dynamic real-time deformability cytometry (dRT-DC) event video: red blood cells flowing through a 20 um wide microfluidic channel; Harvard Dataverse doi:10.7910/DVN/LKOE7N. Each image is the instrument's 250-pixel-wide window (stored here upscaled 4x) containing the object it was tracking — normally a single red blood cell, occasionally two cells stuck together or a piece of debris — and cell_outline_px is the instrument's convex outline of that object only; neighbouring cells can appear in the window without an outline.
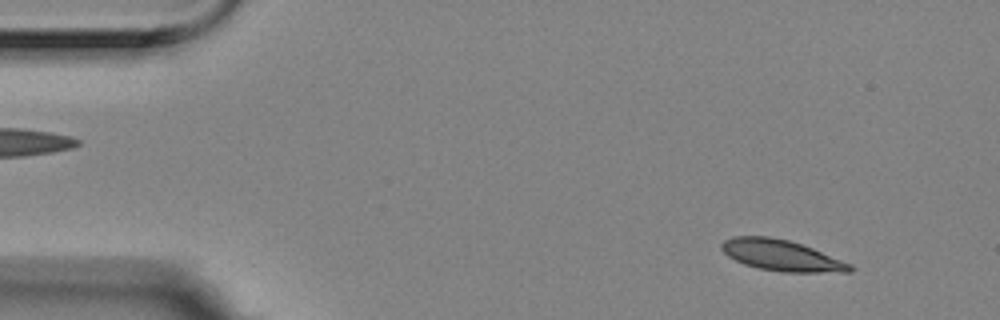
{"species": "Egyptian fruit bat (a non-hibernating species)", "species_latin": "Rousettus aegyptiacus", "temperature_condition": "room temperature", "stored_images_in_passage": 4, "camera_frame_rate_fps": 3000, "um_per_image_px": 0.085, "animal": {"sex": "female"}, "frame": {"image": 1, "passage_image": 1, "time_ms": 0.0, "image_size_px": [1000, 320], "cell_outline_px": [[856, 268], [852, 272], [784, 272], [760, 268], [744, 264], [728, 256], [720, 248], [720, 244], [724, 240], [732, 236], [768, 236], [788, 240], [812, 248], [852, 264]], "centroid_in_image_um": [66.43, 21.71], "position_along_channel_um": 18.6, "area_um2": 23.12}}
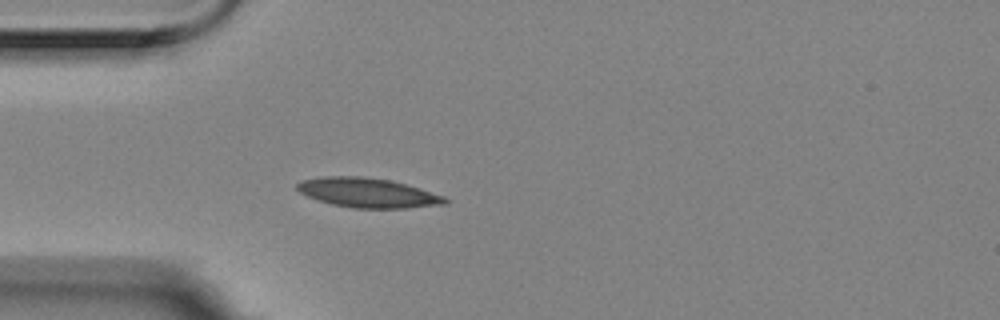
{"frame": {"image": 2, "passage_image": 4, "time_ms": 1.0, "image_size_px": [1000, 320], "cell_outline_px": [[448, 204], [408, 208], [352, 208], [332, 204], [316, 200], [300, 192], [296, 188], [296, 184], [300, 180], [324, 176], [360, 176], [388, 180], [404, 184], [444, 196], [448, 200]], "centroid_in_image_um": [31.22, 16.39], "position_along_channel_um": 53.8, "area_um2": 25.37}}